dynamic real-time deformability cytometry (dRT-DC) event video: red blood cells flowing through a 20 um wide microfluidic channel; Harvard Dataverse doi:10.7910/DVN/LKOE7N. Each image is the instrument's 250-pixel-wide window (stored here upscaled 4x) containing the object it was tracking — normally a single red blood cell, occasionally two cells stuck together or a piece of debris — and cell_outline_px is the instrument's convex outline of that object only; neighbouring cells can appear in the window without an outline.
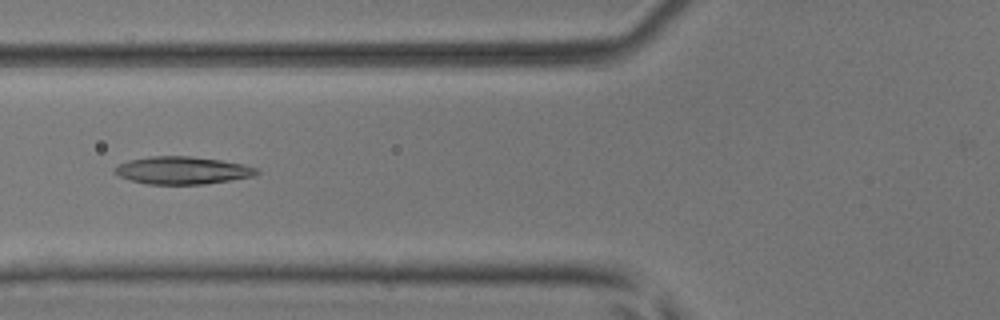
{"species": "common noctule bat (a hibernating species)", "species_latin": "Nyctalus noctula", "temperature_condition": "room temperature", "stored_images_in_passage": 5, "camera_frame_rate_fps": 3000, "um_per_image_px": 0.085, "animal": {"sex": "male", "body_mass_g": 17.9, "forearm_length_mm": 54.2}, "frame": {"image": 1, "passage_image": 4, "time_ms": 1.0, "image_size_px": [1000, 320], "cell_outline_px": [[260, 172], [256, 176], [204, 184], [148, 184], [132, 180], [120, 176], [112, 172], [112, 168], [128, 160], [152, 156], [188, 156], [220, 160], [244, 164], [256, 168]], "centroid_in_image_um": [15.5, 14.48], "position_along_channel_um": 110.3, "area_um2": 22.77}}
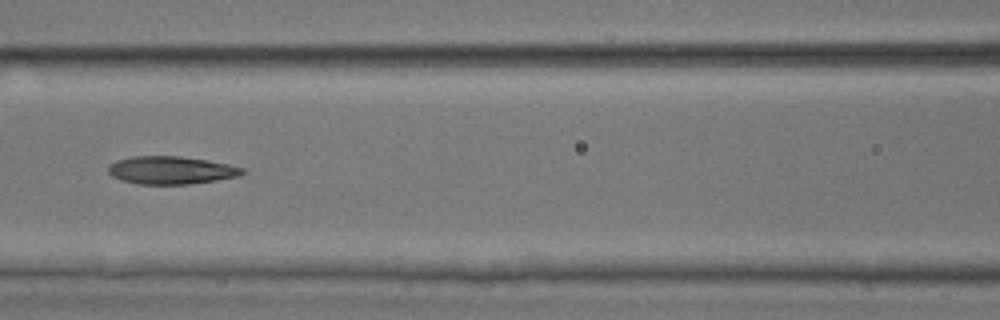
{"frame": {"image": 2, "passage_image": 5, "time_ms": 1.333, "image_size_px": [1000, 320], "cell_outline_px": [[248, 172], [236, 176], [216, 180], [188, 184], [136, 184], [120, 180], [112, 176], [108, 172], [108, 164], [116, 160], [132, 156], [180, 156], [208, 160], [228, 164], [244, 168]], "centroid_in_image_um": [14.51, 14.46], "position_along_channel_um": 152.1, "area_um2": 21.91}}